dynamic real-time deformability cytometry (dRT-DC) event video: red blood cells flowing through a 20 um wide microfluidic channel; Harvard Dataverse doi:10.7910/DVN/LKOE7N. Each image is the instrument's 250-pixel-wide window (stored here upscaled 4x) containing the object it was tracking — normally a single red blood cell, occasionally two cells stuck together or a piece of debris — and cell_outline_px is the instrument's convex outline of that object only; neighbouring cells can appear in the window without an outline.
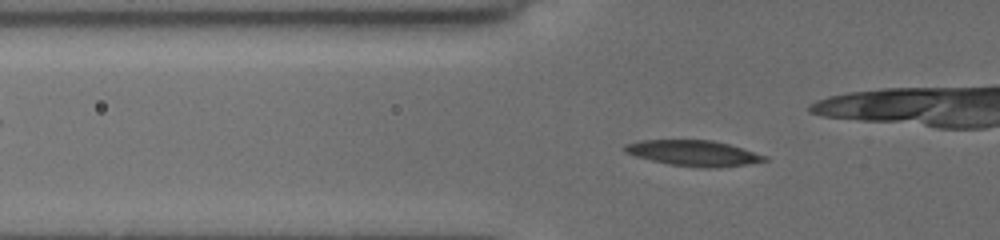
{"species": "common noctule bat (a hibernating species)", "species_latin": "Nyctalus noctula", "temperature_condition": "cold", "stored_images_in_passage": 50, "camera_frame_rate_fps": 3000, "um_per_image_px": 0.085, "animal": {"sex": "female", "body_mass_g": 19.5, "forearm_length_mm": 54.1}, "frame": {"image": 1, "passage_image": 15, "time_ms": 4.667, "image_size_px": [1000, 240], "cell_outline_px": [[768, 160], [720, 168], [704, 168], [668, 164], [636, 156], [624, 152], [624, 144], [640, 140], [712, 140], [728, 144], [768, 156]], "centroid_in_image_um": [58.93, 13.01], "position_along_channel_um": 66.9, "area_um2": 20.81}}
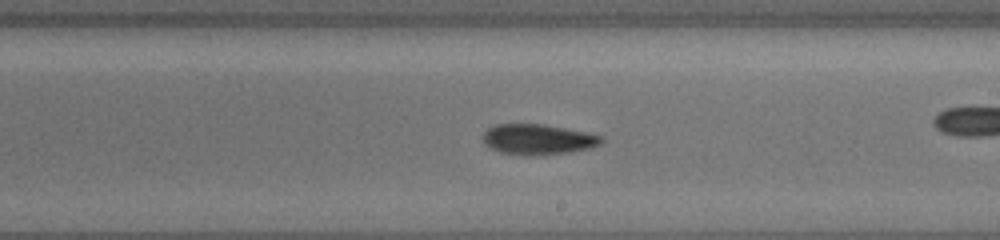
{"frame": {"image": 2, "passage_image": 29, "time_ms": 9.333, "image_size_px": [1000, 240], "cell_outline_px": [[604, 140], [600, 144], [592, 148], [572, 152], [544, 156], [520, 156], [500, 152], [492, 148], [484, 140], [484, 132], [488, 128], [500, 124], [540, 124], [584, 132], [604, 136]], "centroid_in_image_um": [45.78, 11.88], "position_along_channel_um": 243.2, "area_um2": 21.1}}
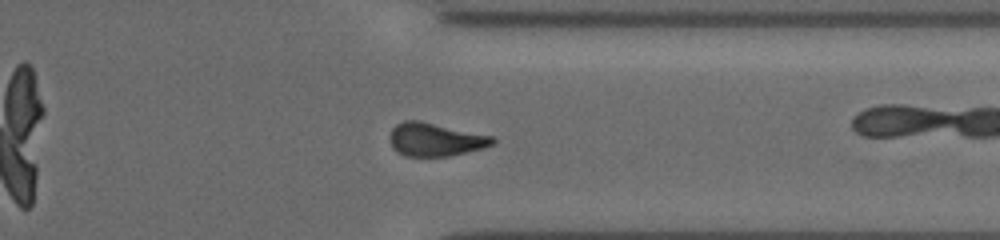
{"frame": {"image": 3, "passage_image": 39, "time_ms": 12.667, "image_size_px": [1000, 240], "cell_outline_px": [[496, 140], [492, 144], [484, 148], [448, 156], [404, 156], [396, 152], [392, 148], [392, 128], [396, 124], [404, 120], [416, 120], [492, 136]], "centroid_in_image_um": [36.99, 11.87], "position_along_channel_um": 374.4, "area_um2": 19.54}}